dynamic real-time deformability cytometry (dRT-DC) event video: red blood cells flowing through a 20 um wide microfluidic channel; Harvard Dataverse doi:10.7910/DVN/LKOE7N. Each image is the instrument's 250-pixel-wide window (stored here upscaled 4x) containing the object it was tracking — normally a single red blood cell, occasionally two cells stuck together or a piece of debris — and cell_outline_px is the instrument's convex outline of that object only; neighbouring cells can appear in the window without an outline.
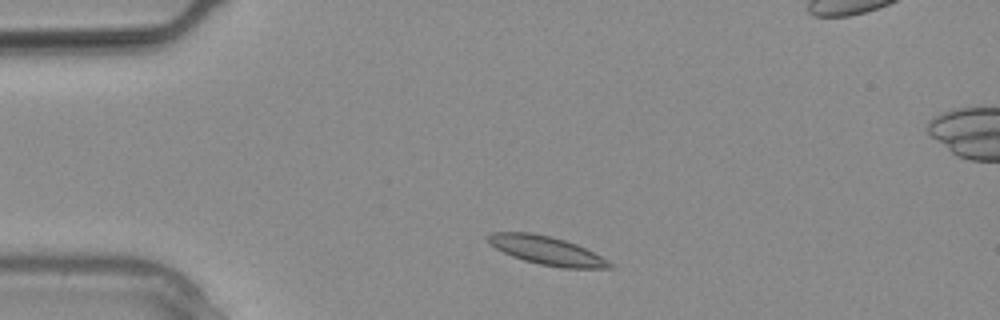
{"species": "common noctule bat (a hibernating species)", "species_latin": "Nyctalus noctula", "temperature_condition": "warm", "stored_images_in_passage": 6, "camera_frame_rate_fps": 3000, "um_per_image_px": 0.085, "animal": {"sex": "male", "body_mass_g": 20.4}, "frame": {"image": 1, "passage_image": 2, "time_ms": 0.333, "image_size_px": [1000, 320], "cell_outline_px": [[616, 268], [564, 268], [540, 264], [524, 260], [512, 256], [496, 248], [488, 240], [488, 236], [492, 232], [532, 232], [552, 236], [576, 244], [616, 264]], "centroid_in_image_um": [46.52, 21.3], "position_along_channel_um": 38.5, "area_um2": 20.06}}